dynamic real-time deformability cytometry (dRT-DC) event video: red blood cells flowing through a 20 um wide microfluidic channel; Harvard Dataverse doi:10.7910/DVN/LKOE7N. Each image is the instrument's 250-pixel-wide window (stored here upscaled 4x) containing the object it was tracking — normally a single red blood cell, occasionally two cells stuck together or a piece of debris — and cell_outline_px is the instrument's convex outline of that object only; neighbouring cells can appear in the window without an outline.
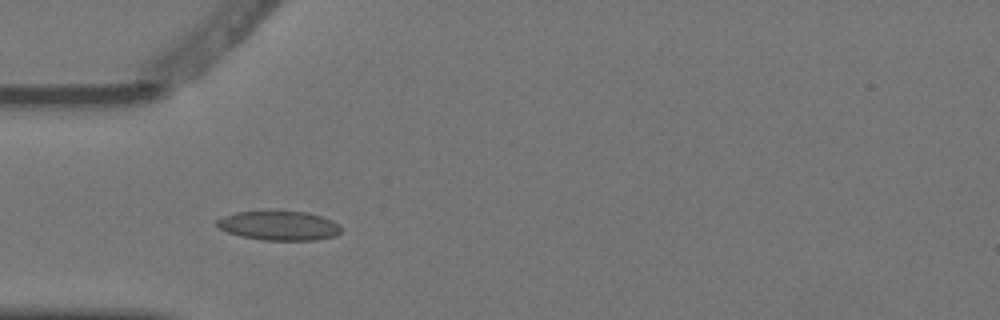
{"species": "Egyptian fruit bat (a non-hibernating species)", "species_latin": "Rousettus aegyptiacus", "temperature_condition": "warm", "stored_images_in_passage": 8, "camera_frame_rate_fps": 3000, "um_per_image_px": 0.085, "animal": {"sex": "female"}, "frame": {"image": 1, "passage_image": 4, "time_ms": 1.0, "image_size_px": [1000, 320], "cell_outline_px": [[344, 228], [336, 236], [316, 240], [264, 240], [240, 236], [228, 232], [220, 228], [216, 224], [216, 220], [224, 216], [236, 212], [276, 208], [308, 212], [332, 220], [340, 224]], "centroid_in_image_um": [23.74, 19.13], "position_along_channel_um": 61.3, "area_um2": 22.14}}
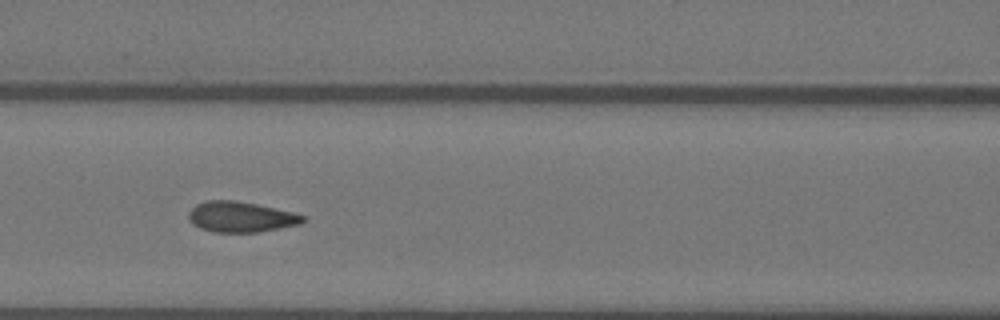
{"frame": {"image": 2, "passage_image": 6, "time_ms": 1.667, "image_size_px": [1000, 320], "cell_outline_px": [[304, 220], [300, 224], [280, 228], [256, 232], [212, 232], [200, 228], [192, 224], [188, 220], [188, 212], [196, 204], [208, 200], [236, 200], [256, 204], [292, 212], [304, 216]], "centroid_in_image_um": [20.41, 18.43], "position_along_channel_um": 146.2, "area_um2": 20.29}}
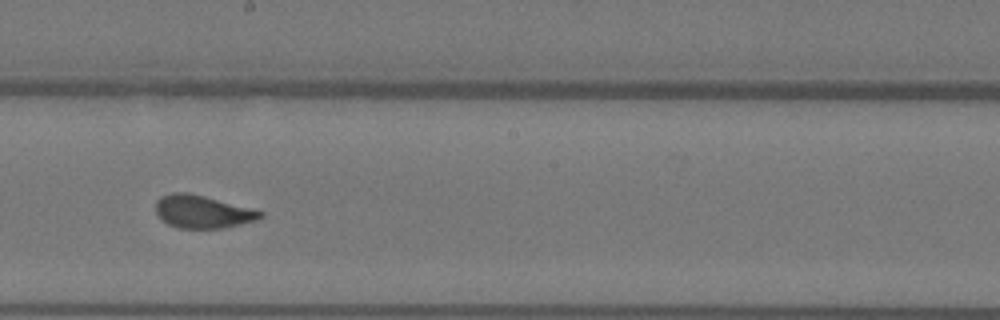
{"frame": {"image": 3, "passage_image": 8, "time_ms": 2.333, "image_size_px": [1000, 320], "cell_outline_px": [[264, 216], [260, 220], [224, 228], [180, 228], [168, 224], [156, 216], [156, 200], [160, 196], [172, 192], [188, 192], [252, 208], [264, 212]], "centroid_in_image_um": [17.23, 17.99], "position_along_channel_um": 231.0, "area_um2": 20.29}}